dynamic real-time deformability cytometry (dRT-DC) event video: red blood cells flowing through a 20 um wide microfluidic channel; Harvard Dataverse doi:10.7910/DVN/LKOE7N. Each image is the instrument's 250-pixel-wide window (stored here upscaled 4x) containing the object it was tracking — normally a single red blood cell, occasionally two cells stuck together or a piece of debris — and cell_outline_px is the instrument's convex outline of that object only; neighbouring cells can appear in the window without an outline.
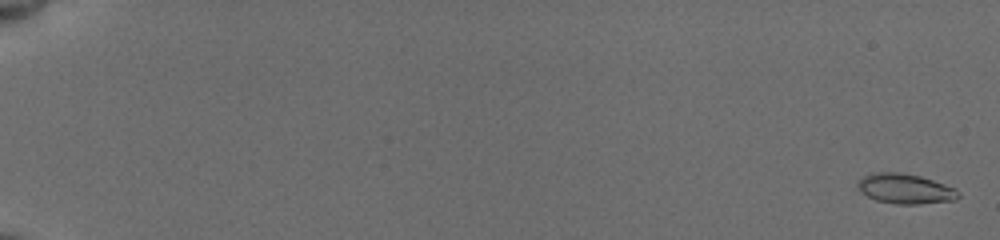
{"species": "common noctule bat (a hibernating species)", "species_latin": "Nyctalus noctula", "temperature_condition": "cold", "stored_images_in_passage": 7, "camera_frame_rate_fps": 3000, "um_per_image_px": 0.085, "animal": {"sex": "female", "body_mass_g": 19.5, "forearm_length_mm": 54.1}, "frame": {"image": 1, "passage_image": 1, "time_ms": 0.0, "image_size_px": [1000, 240], "cell_outline_px": [[960, 196], [956, 200], [920, 204], [896, 204], [876, 200], [860, 192], [856, 184], [868, 172], [900, 172], [920, 176], [956, 188], [960, 192]], "centroid_in_image_um": [76.95, 16.04], "position_along_channel_um": 8.1, "area_um2": 17.74}}
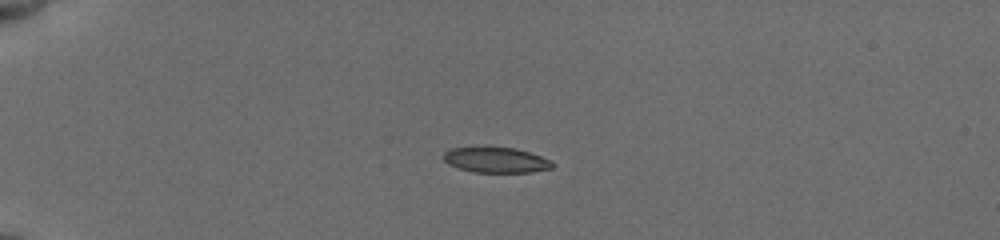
{"frame": {"image": 2, "passage_image": 5, "time_ms": 5.0, "image_size_px": [1000, 240], "cell_outline_px": [[556, 164], [552, 168], [532, 172], [472, 172], [448, 164], [444, 160], [444, 152], [448, 148], [484, 144], [516, 148], [552, 160]], "centroid_in_image_um": [42.13, 13.54], "position_along_channel_um": 42.9, "area_um2": 16.94}}